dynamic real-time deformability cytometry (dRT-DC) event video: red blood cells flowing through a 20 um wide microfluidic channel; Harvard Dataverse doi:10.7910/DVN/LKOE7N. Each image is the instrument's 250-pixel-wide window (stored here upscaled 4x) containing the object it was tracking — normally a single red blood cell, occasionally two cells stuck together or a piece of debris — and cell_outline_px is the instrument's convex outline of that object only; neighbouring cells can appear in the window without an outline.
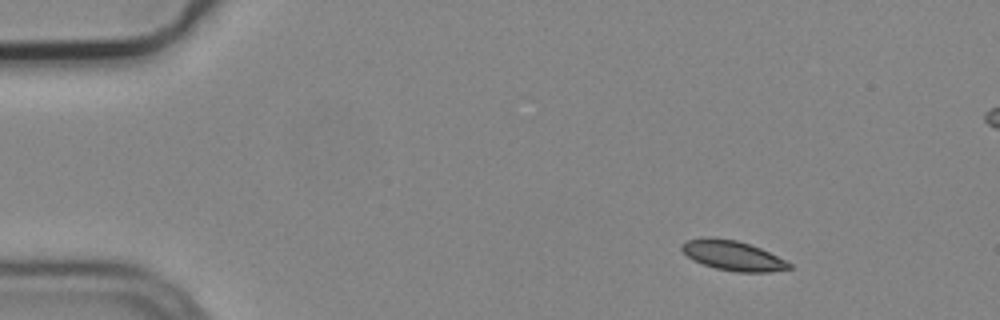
{"species": "common noctule bat (a hibernating species)", "species_latin": "Nyctalus noctula", "temperature_condition": "cold", "stored_images_in_passage": 8, "camera_frame_rate_fps": 3000, "um_per_image_px": 0.085, "animal": {"sex": "male", "body_mass_g": 19.2, "forearm_length_mm": 51.8}, "frame": {"image": 1, "passage_image": 1, "time_ms": 0.0, "image_size_px": [1000, 320], "cell_outline_px": [[792, 268], [772, 272], [736, 272], [716, 268], [692, 260], [680, 248], [680, 244], [688, 240], [704, 236], [712, 236], [736, 240], [760, 248], [792, 264]], "centroid_in_image_um": [62.25, 21.71], "position_along_channel_um": 22.7, "area_um2": 18.67}}
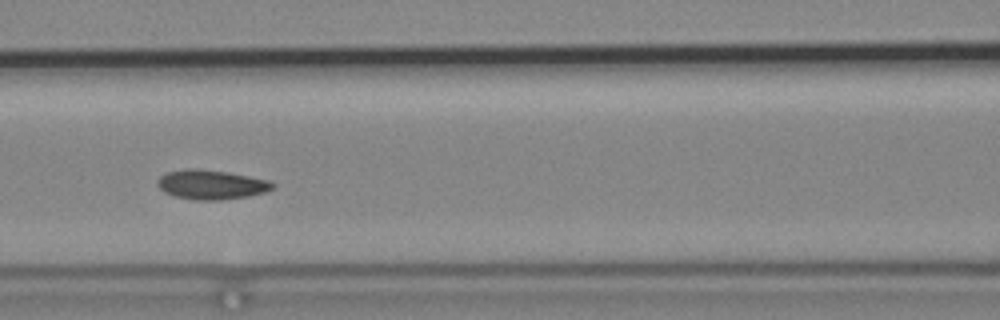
{"frame": {"image": 2, "passage_image": 6, "time_ms": 1.667, "image_size_px": [1000, 320], "cell_outline_px": [[276, 184], [272, 188], [264, 192], [248, 196], [220, 200], [196, 200], [176, 196], [164, 192], [156, 184], [156, 180], [160, 176], [168, 172], [188, 168], [196, 168], [224, 172], [248, 176], [268, 180]], "centroid_in_image_um": [17.92, 15.69], "position_along_channel_um": 148.7, "area_um2": 19.54}}
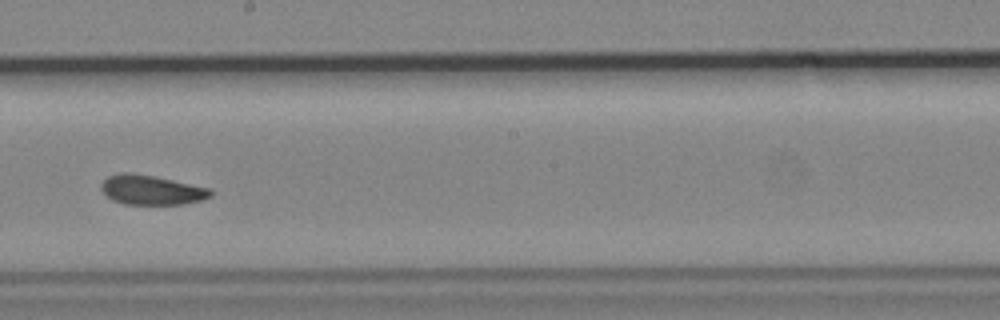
{"frame": {"image": 3, "passage_image": 8, "time_ms": 2.333, "image_size_px": [1000, 320], "cell_outline_px": [[212, 196], [200, 200], [184, 204], [124, 204], [112, 200], [100, 188], [100, 184], [108, 176], [120, 172], [124, 172], [152, 176], [172, 180], [208, 188], [212, 192]], "centroid_in_image_um": [12.83, 16.15], "position_along_channel_um": 235.4, "area_um2": 18.55}}